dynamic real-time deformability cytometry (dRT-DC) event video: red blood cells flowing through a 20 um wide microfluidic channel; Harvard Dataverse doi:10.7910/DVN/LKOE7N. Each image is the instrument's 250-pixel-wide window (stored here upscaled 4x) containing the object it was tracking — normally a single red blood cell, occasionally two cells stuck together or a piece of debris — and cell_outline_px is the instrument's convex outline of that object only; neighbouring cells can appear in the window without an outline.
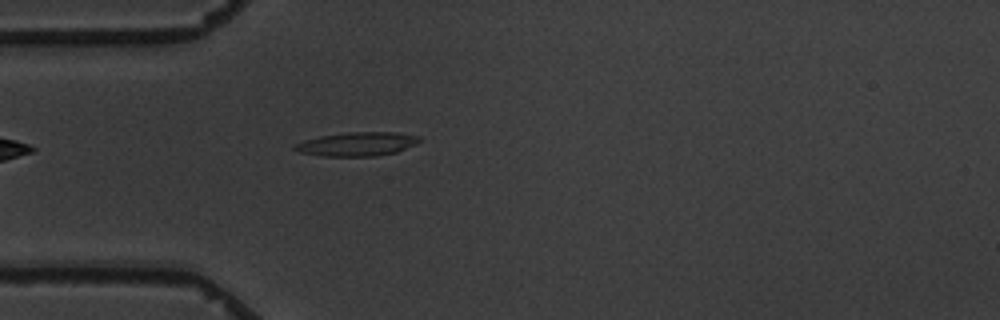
{"species": "common noctule bat (a hibernating species)", "species_latin": "Nyctalus noctula", "temperature_condition": "warm", "stored_images_in_passage": 3, "camera_frame_rate_fps": 3000, "um_per_image_px": 0.085, "animal": {"sex": "male", "body_mass_g": 19.5, "forearm_length_mm": 54.6}, "frame": {"image": 1, "passage_image": 3, "time_ms": 2.333, "image_size_px": [1000, 320], "cell_outline_px": [[420, 140], [416, 144], [396, 152], [376, 156], [320, 156], [300, 152], [292, 148], [292, 144], [304, 140], [320, 136], [348, 132], [400, 132], [420, 136]], "centroid_in_image_um": [30.34, 12.24], "position_along_channel_um": 54.7, "area_um2": 17.46}}